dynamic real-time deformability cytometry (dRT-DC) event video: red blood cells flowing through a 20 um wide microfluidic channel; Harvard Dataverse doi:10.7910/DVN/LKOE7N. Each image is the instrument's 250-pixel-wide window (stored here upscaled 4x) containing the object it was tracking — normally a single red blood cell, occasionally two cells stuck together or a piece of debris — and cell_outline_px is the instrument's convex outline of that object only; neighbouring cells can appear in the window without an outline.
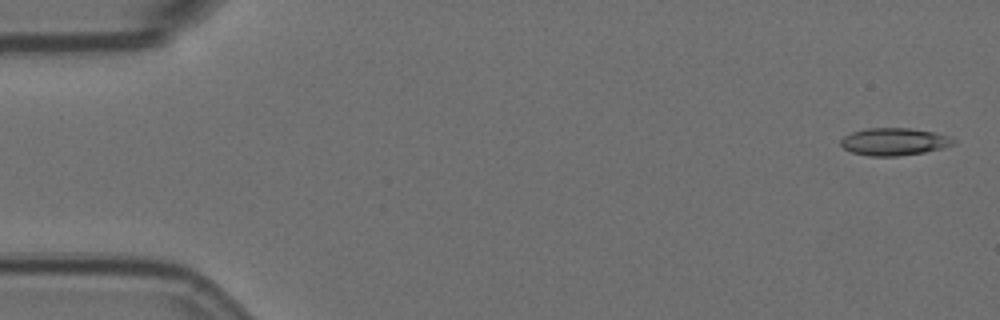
{"species": "Egyptian fruit bat (a non-hibernating species)", "species_latin": "Rousettus aegyptiacus", "temperature_condition": "room temperature", "stored_images_in_passage": 6, "camera_frame_rate_fps": 3000, "um_per_image_px": 0.085, "animal": {"sex": "female"}, "frame": {"image": 1, "passage_image": 1, "time_ms": 0.0, "image_size_px": [1000, 320], "cell_outline_px": [[956, 140], [952, 144], [940, 148], [924, 152], [896, 156], [868, 156], [852, 152], [844, 148], [840, 144], [840, 140], [844, 136], [852, 132], [868, 128], [908, 128], [936, 132], [948, 136]], "centroid_in_image_um": [75.97, 12.04], "position_along_channel_um": 9.0, "area_um2": 17.86}}
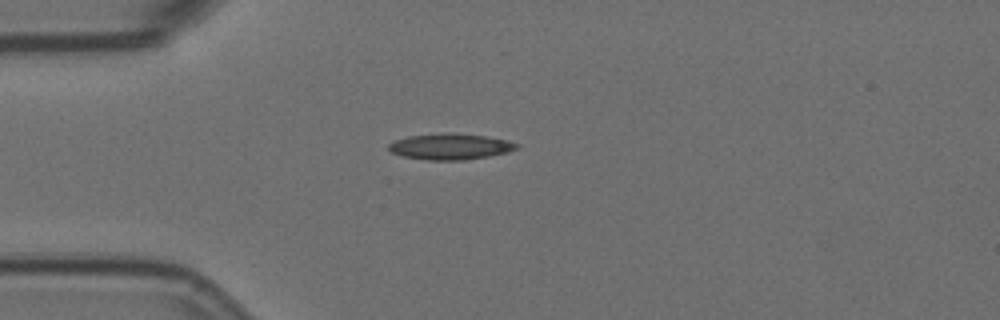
{"frame": {"image": 2, "passage_image": 4, "time_ms": 1.0, "image_size_px": [1000, 320], "cell_outline_px": [[520, 148], [508, 152], [488, 156], [464, 160], [428, 160], [404, 156], [392, 152], [388, 148], [388, 144], [396, 140], [408, 136], [440, 132], [456, 132], [484, 136], [504, 140], [520, 144]], "centroid_in_image_um": [38.29, 12.44], "position_along_channel_um": 46.7, "area_um2": 19.48}}
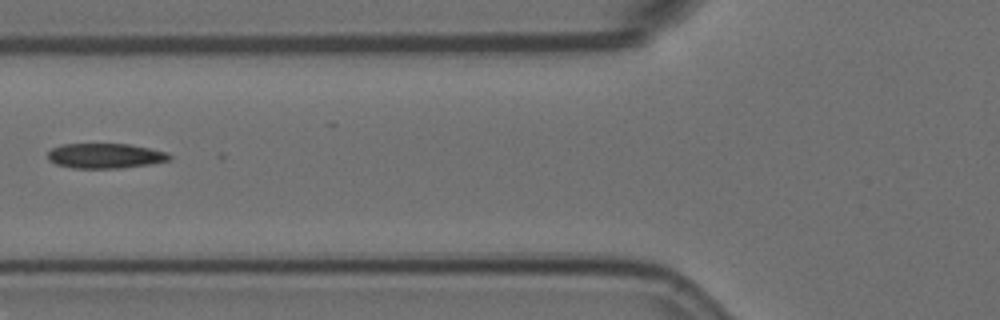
{"frame": {"image": 3, "passage_image": 6, "time_ms": 1.667, "image_size_px": [1000, 320], "cell_outline_px": [[172, 160], [152, 164], [120, 168], [72, 168], [56, 164], [48, 160], [48, 152], [52, 148], [64, 144], [128, 144], [168, 152], [172, 156]], "centroid_in_image_um": [8.98, 13.25], "position_along_channel_um": 116.8, "area_um2": 17.8}}